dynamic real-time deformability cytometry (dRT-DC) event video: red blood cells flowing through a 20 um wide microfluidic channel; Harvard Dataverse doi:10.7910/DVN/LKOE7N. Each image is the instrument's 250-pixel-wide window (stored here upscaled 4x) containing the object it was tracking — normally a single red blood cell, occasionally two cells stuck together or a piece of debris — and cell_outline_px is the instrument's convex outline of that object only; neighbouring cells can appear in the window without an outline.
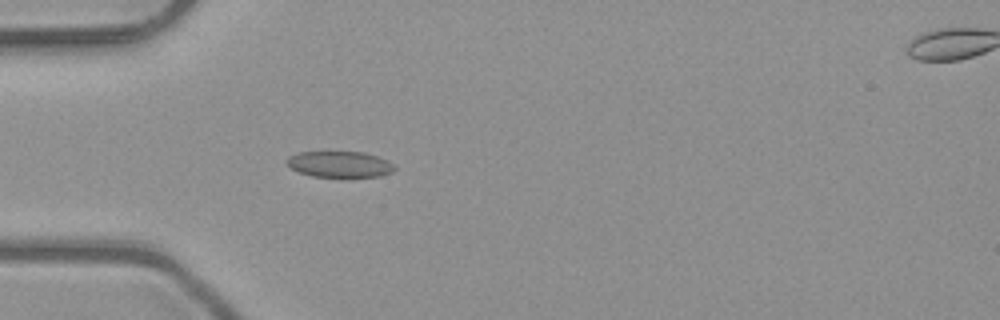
{"species": "common noctule bat (a hibernating species)", "species_latin": "Nyctalus noctula", "temperature_condition": "room temperature", "stored_images_in_passage": 6, "camera_frame_rate_fps": 3000, "um_per_image_px": 0.085, "animal": {"sex": "male", "body_mass_g": 23.1, "forearm_length_mm": 52.7}, "frame": {"image": 1, "passage_image": 5, "time_ms": 1.333, "image_size_px": [1000, 320], "cell_outline_px": [[396, 168], [392, 172], [380, 176], [312, 176], [300, 172], [292, 168], [284, 160], [288, 156], [300, 152], [364, 152], [388, 160]], "centroid_in_image_um": [28.87, 13.95], "position_along_channel_um": 56.1, "area_um2": 16.13}}